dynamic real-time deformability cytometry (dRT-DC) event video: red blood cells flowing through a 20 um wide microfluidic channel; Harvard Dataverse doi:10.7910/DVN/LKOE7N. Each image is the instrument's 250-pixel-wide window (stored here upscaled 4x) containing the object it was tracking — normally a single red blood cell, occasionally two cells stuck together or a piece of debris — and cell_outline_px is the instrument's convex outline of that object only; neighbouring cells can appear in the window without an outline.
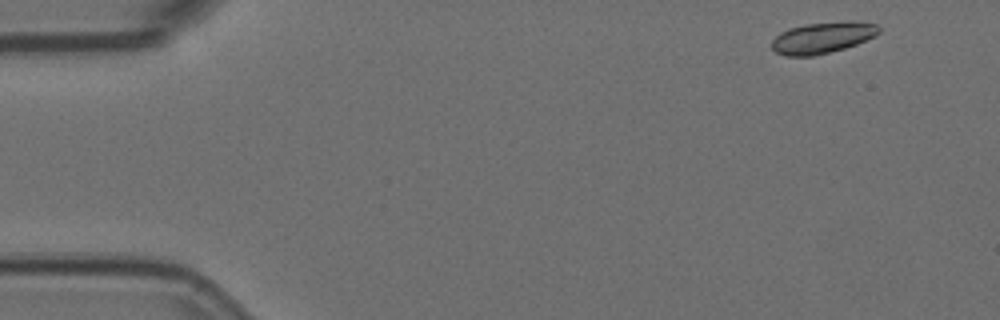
{"species": "Egyptian fruit bat (a non-hibernating species)", "species_latin": "Rousettus aegyptiacus", "temperature_condition": "room temperature", "stored_images_in_passage": 53, "camera_frame_rate_fps": 3000, "um_per_image_px": 0.085, "animal": {"sex": "female"}, "frame": {"image": 1, "passage_image": 2, "time_ms": 0.333, "image_size_px": [1000, 320], "cell_outline_px": [[880, 32], [876, 36], [856, 44], [844, 48], [812, 56], [784, 56], [776, 52], [772, 48], [772, 40], [780, 32], [788, 28], [804, 24], [844, 20], [852, 20], [876, 24], [880, 28]], "centroid_in_image_um": [69.92, 3.18], "position_along_channel_um": 15.1, "area_um2": 19.77}}
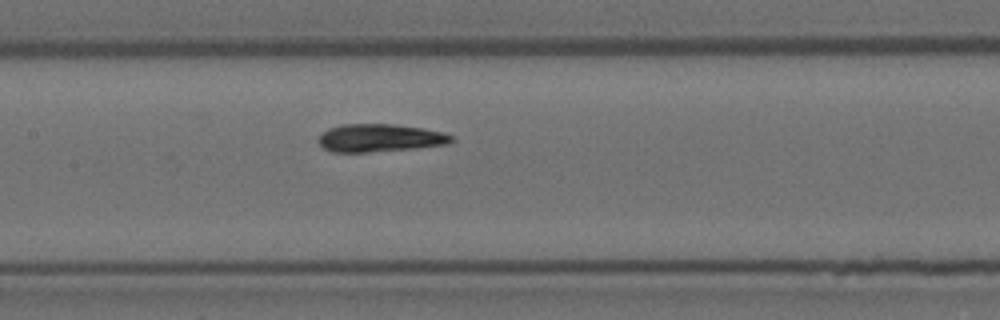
{"frame": {"image": 2, "passage_image": 24, "time_ms": 7.667, "image_size_px": [1000, 320], "cell_outline_px": [[456, 140], [448, 144], [412, 148], [368, 152], [332, 152], [324, 148], [316, 140], [328, 128], [344, 124], [392, 124], [424, 128], [444, 132], [452, 136]], "centroid_in_image_um": [32.3, 11.72], "position_along_channel_um": 175.1, "area_um2": 21.56}}
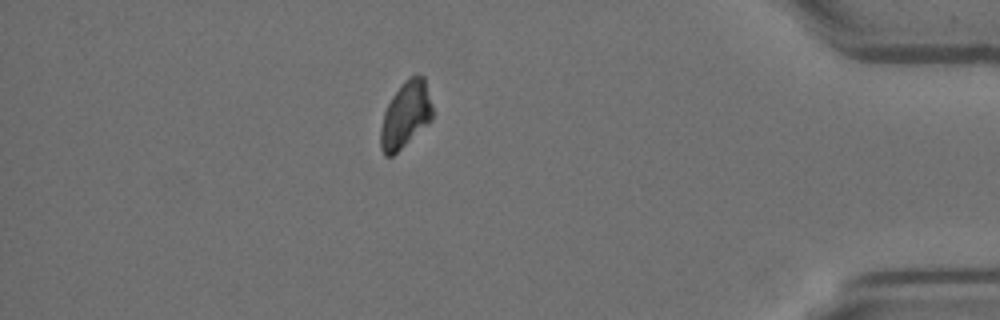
{"frame": {"image": 3, "passage_image": 46, "time_ms": 15.0, "image_size_px": [1000, 320], "cell_outline_px": [[432, 120], [428, 124], [392, 156], [384, 156], [380, 148], [380, 128], [384, 112], [392, 96], [404, 80], [408, 76], [424, 76], [432, 104]], "centroid_in_image_um": [34.46, 9.76], "position_along_channel_um": 400.7, "area_um2": 20.0}, "authors_computed_cell_mechanics": {"area_um2": 20.808, "velocity_mm_per_s": 3.6551, "shape_relaxation_time_tau1_ms": 2.9441, "shape_relaxation_time_tau2_ms": 3.7211, "deformation_change_tau1": 0.1417, "deformation_change_tau2": 0.0686}}